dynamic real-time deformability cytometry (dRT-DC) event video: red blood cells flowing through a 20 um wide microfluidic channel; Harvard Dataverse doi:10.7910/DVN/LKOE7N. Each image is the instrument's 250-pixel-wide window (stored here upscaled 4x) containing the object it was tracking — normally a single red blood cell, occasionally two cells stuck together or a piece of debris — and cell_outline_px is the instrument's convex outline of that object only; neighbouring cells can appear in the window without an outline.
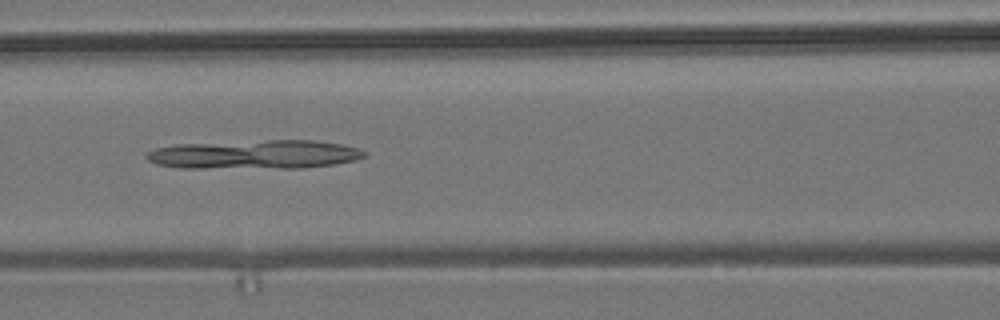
{"species": "common noctule bat (a hibernating species)", "species_latin": "Nyctalus noctula", "temperature_condition": "room temperature", "stored_images_in_passage": 8, "camera_frame_rate_fps": 3000, "um_per_image_px": 0.085, "animal": {"sex": "male", "body_mass_g": 19.2, "forearm_length_mm": 51.8}, "frame": {"image": 1, "passage_image": 6, "time_ms": 1.667, "image_size_px": [1000, 320], "cell_outline_px": [[368, 152], [364, 156], [356, 160], [336, 164], [304, 168], [184, 168], [156, 164], [148, 160], [144, 156], [148, 152], [156, 148], [176, 144], [268, 140], [316, 140], [340, 144], [356, 148]], "centroid_in_image_um": [21.66, 13.13], "position_along_channel_um": 144.9, "area_um2": 36.88}}
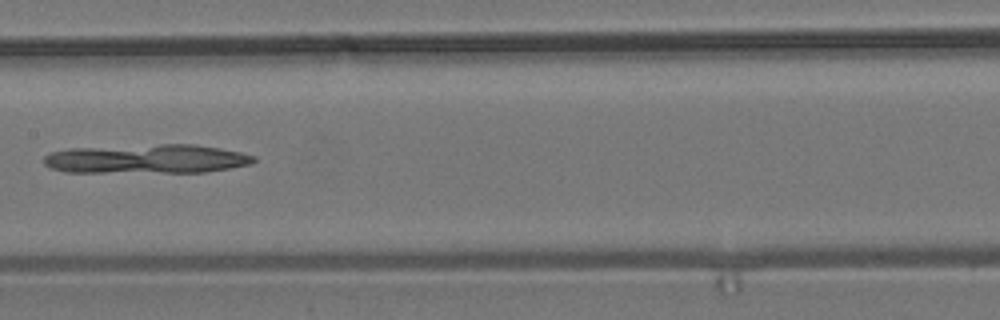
{"frame": {"image": 2, "passage_image": 7, "time_ms": 2.0, "image_size_px": [1000, 320], "cell_outline_px": [[256, 160], [252, 164], [204, 172], [64, 172], [52, 168], [44, 164], [44, 156], [52, 152], [68, 148], [160, 144], [196, 144], [220, 148], [240, 152], [256, 156]], "centroid_in_image_um": [12.48, 13.5], "position_along_channel_um": 194.9, "area_um2": 35.72}}
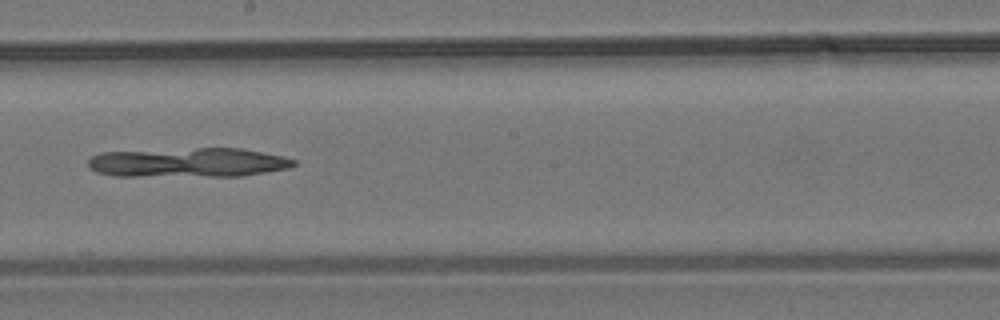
{"frame": {"image": 3, "passage_image": 8, "time_ms": 2.333, "image_size_px": [1000, 320], "cell_outline_px": [[296, 164], [288, 168], [240, 176], [112, 176], [96, 172], [88, 168], [88, 160], [92, 156], [100, 152], [196, 148], [240, 148], [284, 156], [296, 160]], "centroid_in_image_um": [15.96, 13.81], "position_along_channel_um": 232.2, "area_um2": 35.37}}